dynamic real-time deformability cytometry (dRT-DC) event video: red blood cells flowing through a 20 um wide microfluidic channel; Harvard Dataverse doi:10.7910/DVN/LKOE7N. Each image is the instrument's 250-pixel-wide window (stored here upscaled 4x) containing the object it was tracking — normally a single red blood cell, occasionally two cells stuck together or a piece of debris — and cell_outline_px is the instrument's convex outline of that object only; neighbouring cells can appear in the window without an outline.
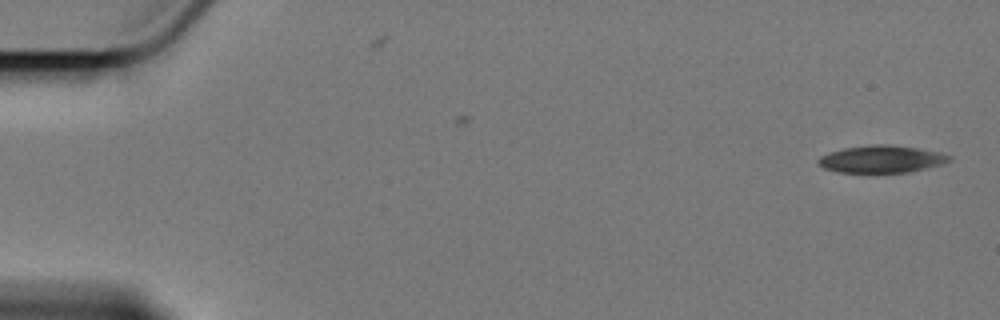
{"species": "Egyptian fruit bat (a non-hibernating species)", "species_latin": "Rousettus aegyptiacus", "temperature_condition": "cold", "stored_images_in_passage": 3, "camera_frame_rate_fps": 3000, "um_per_image_px": 0.085, "animal": {"sex": "female"}, "frame": {"image": 1, "passage_image": 3, "time_ms": 2.333, "image_size_px": [1000, 320], "cell_outline_px": [[952, 160], [940, 164], [912, 172], [876, 176], [872, 176], [836, 172], [824, 168], [816, 164], [816, 160], [820, 156], [828, 152], [844, 148], [872, 144], [892, 144], [940, 152], [952, 156]], "centroid_in_image_um": [74.86, 13.58], "position_along_channel_um": 10.1, "area_um2": 22.14}}